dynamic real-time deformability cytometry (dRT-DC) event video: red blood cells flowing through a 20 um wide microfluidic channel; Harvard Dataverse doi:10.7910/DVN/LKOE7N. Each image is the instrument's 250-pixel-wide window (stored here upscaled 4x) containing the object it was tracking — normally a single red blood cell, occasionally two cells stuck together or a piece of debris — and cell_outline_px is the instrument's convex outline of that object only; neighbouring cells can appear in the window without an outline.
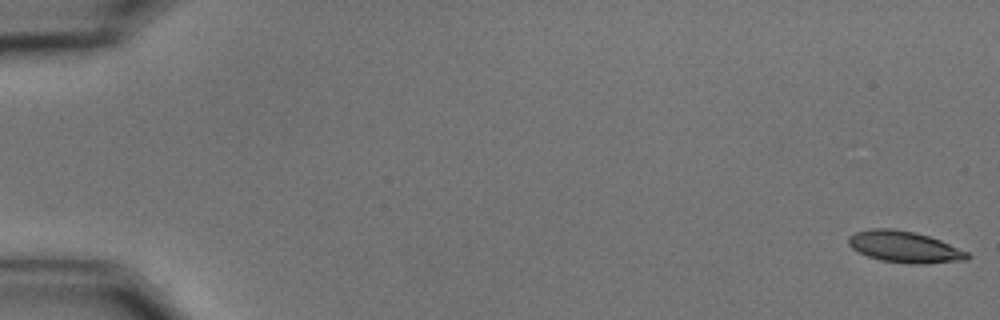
{"species": "common noctule bat (a hibernating species)", "species_latin": "Nyctalus noctula", "temperature_condition": "cold", "stored_images_in_passage": 57, "camera_frame_rate_fps": 3000, "um_per_image_px": 0.085, "animal": {"sex": "male", "body_mass_g": 15.6}, "frame": {"image": 1, "passage_image": 1, "time_ms": 0.0, "image_size_px": [1000, 320], "cell_outline_px": [[972, 256], [968, 260], [928, 264], [908, 264], [880, 260], [868, 256], [852, 248], [848, 244], [848, 236], [856, 232], [872, 228], [892, 228], [916, 232], [940, 240], [968, 252]], "centroid_in_image_um": [76.91, 20.99], "position_along_channel_um": 8.1, "area_um2": 21.96}}
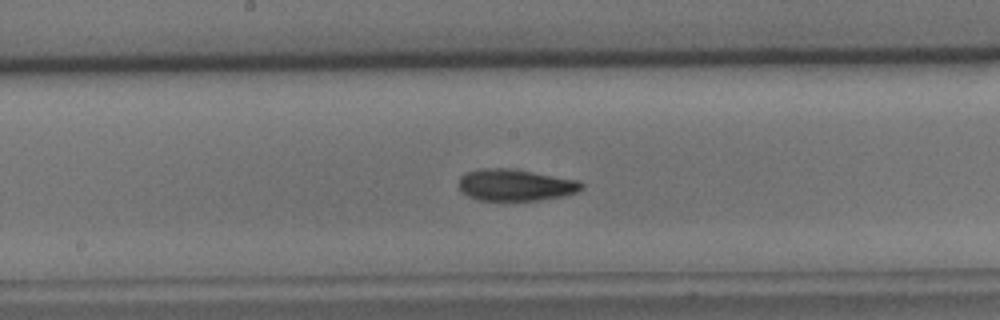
{"frame": {"image": 2, "passage_image": 31, "time_ms": 10.0, "image_size_px": [1000, 320], "cell_outline_px": [[584, 188], [576, 192], [564, 196], [536, 200], [480, 200], [468, 196], [460, 192], [456, 184], [460, 176], [468, 172], [480, 168], [512, 168], [580, 180], [584, 184]], "centroid_in_image_um": [43.79, 15.71], "position_along_channel_um": 204.4, "area_um2": 23.0}}
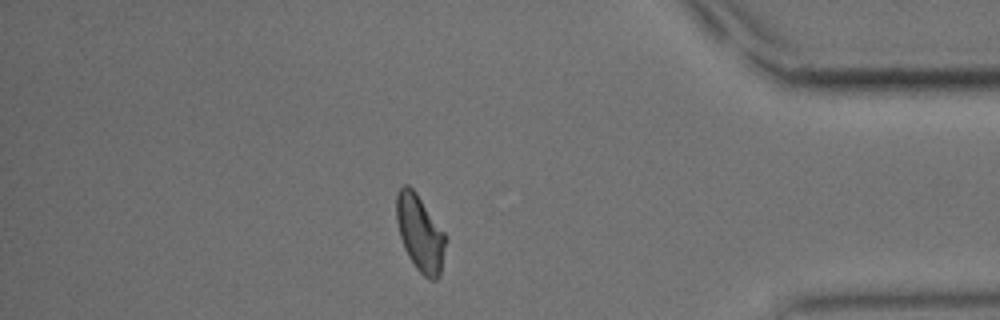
{"frame": {"image": 3, "passage_image": 50, "time_ms": 16.333, "image_size_px": [1000, 320], "cell_outline_px": [[448, 240], [440, 276], [436, 280], [428, 280], [416, 268], [408, 256], [404, 248], [400, 236], [396, 220], [396, 192], [404, 184], [408, 184], [416, 192], [444, 232]], "centroid_in_image_um": [35.72, 19.84], "position_along_channel_um": 399.5, "area_um2": 22.14}, "authors_computed_cell_mechanics": {"area_um2": 22.0796, "velocity_mm_per_s": 3.5437, "shape_relaxation_time_tau1_ms": 4.785, "shape_relaxation_time_tau2_ms": 4.4916, "deformation_change_tau1": 0.1283, "deformation_change_tau2": 0.1052}}